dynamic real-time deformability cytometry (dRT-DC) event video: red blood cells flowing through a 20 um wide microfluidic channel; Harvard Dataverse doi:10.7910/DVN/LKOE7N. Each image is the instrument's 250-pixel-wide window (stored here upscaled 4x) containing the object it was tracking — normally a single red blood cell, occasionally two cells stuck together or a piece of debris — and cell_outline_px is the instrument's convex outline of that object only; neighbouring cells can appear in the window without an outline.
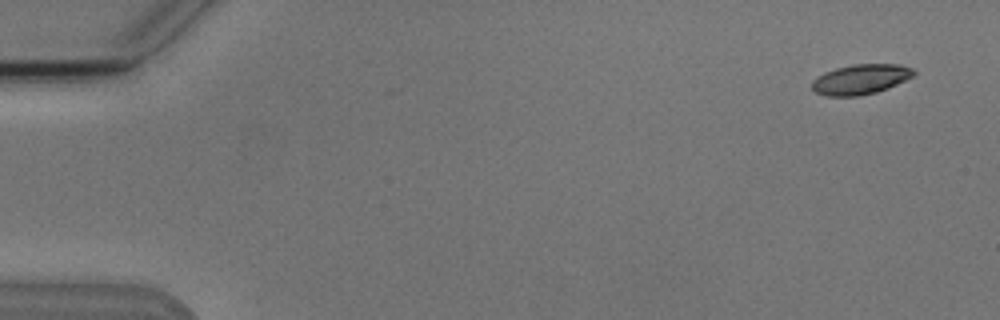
{"species": "Egyptian fruit bat (a non-hibernating species)", "species_latin": "Rousettus aegyptiacus", "temperature_condition": "cold", "stored_images_in_passage": 5, "camera_frame_rate_fps": 3000, "um_per_image_px": 0.085, "animal": {"sex": "male"}, "frame": {"image": 1, "passage_image": 1, "time_ms": 0.0, "image_size_px": [1000, 320], "cell_outline_px": [[916, 76], [888, 88], [876, 92], [860, 96], [824, 96], [816, 92], [812, 88], [812, 80], [816, 76], [824, 72], [836, 68], [852, 64], [900, 64], [912, 68], [916, 72]], "centroid_in_image_um": [73.17, 6.74], "position_along_channel_um": 11.8, "area_um2": 18.09}}